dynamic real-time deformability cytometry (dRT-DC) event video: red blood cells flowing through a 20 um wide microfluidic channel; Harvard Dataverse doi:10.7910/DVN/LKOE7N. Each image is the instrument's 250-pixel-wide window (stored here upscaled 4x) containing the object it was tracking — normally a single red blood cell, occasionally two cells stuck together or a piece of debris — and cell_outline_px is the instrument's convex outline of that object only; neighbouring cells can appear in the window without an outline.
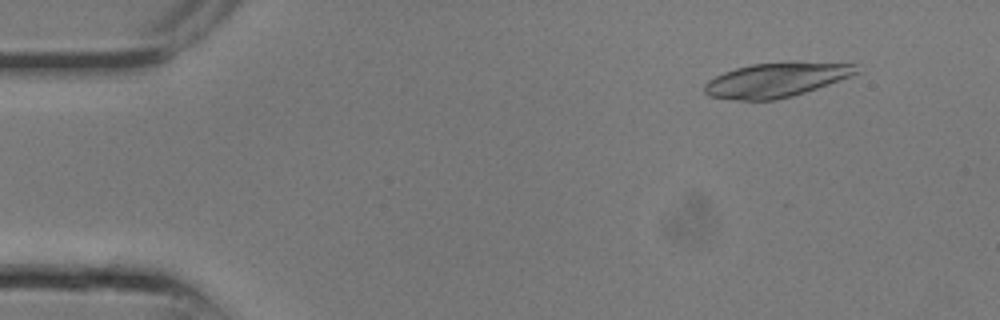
{"species": "common noctule bat (a hibernating species)", "species_latin": "Nyctalus noctula", "temperature_condition": "room temperature", "stored_images_in_passage": 8, "camera_frame_rate_fps": 3000, "um_per_image_px": 0.085, "animal": {"sex": "male", "body_mass_g": 13.3}, "frame": {"image": 1, "passage_image": 3, "time_ms": 0.667, "image_size_px": [1000, 320], "cell_outline_px": [[860, 72], [852, 76], [792, 96], [776, 100], [740, 100], [708, 96], [704, 92], [704, 84], [708, 80], [724, 72], [736, 68], [752, 64], [856, 64]], "centroid_in_image_um": [65.9, 6.83], "position_along_channel_um": 19.1, "area_um2": 29.36}}